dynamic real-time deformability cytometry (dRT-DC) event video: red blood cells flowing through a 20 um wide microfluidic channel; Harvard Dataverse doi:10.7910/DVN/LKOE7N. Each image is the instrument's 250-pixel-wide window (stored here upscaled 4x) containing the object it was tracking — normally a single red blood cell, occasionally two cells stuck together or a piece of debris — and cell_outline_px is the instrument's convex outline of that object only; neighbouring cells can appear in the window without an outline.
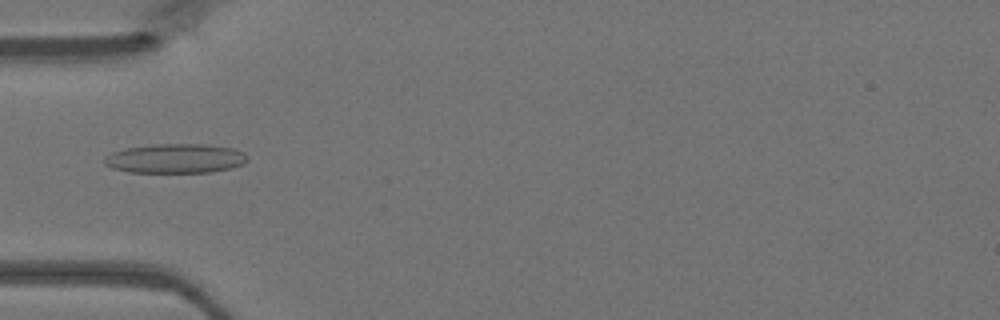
{"species": "Egyptian fruit bat (a non-hibernating species)", "species_latin": "Rousettus aegyptiacus", "temperature_condition": "warm", "stored_images_in_passage": 49, "camera_frame_rate_fps": 3000, "um_per_image_px": 0.085, "animal": {"sex": "female"}, "frame": {"image": 1, "passage_image": 16, "time_ms": 5.0, "image_size_px": [1000, 320], "cell_outline_px": [[248, 160], [232, 168], [212, 172], [128, 172], [112, 168], [104, 164], [104, 160], [112, 152], [128, 148], [156, 144], [204, 144], [232, 148], [244, 152], [248, 156]], "centroid_in_image_um": [14.94, 13.47], "position_along_channel_um": 70.1, "area_um2": 24.33}}
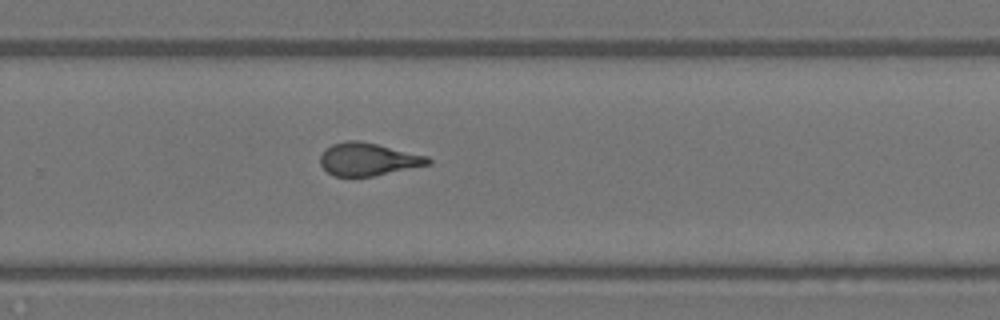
{"frame": {"image": 2, "passage_image": 32, "time_ms": 10.333, "image_size_px": [1000, 320], "cell_outline_px": [[432, 164], [372, 176], [332, 176], [320, 164], [320, 156], [324, 148], [332, 144], [348, 140], [360, 140], [428, 156], [432, 160]], "centroid_in_image_um": [31.28, 13.53], "position_along_channel_um": 298.5, "area_um2": 20.63}}
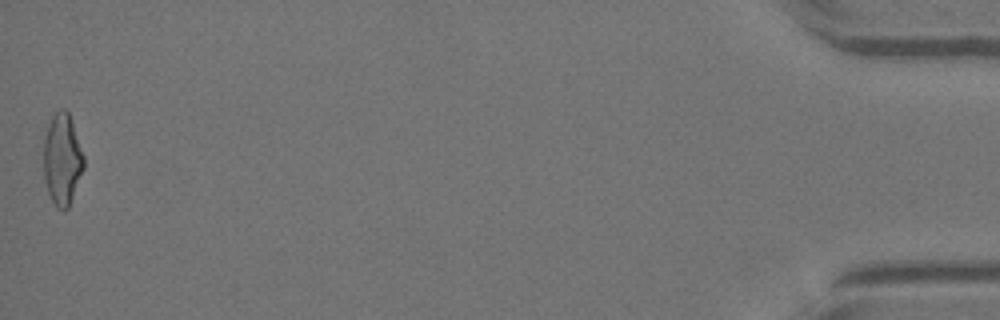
{"frame": {"image": 3, "passage_image": 48, "time_ms": 15.667, "image_size_px": [1000, 320], "cell_outline_px": [[84, 168], [68, 208], [64, 212], [56, 208], [48, 192], [44, 180], [44, 136], [48, 124], [52, 116], [60, 108], [64, 108], [68, 112], [84, 156]], "centroid_in_image_um": [5.28, 13.57], "position_along_channel_um": 429.9, "area_um2": 21.39}}